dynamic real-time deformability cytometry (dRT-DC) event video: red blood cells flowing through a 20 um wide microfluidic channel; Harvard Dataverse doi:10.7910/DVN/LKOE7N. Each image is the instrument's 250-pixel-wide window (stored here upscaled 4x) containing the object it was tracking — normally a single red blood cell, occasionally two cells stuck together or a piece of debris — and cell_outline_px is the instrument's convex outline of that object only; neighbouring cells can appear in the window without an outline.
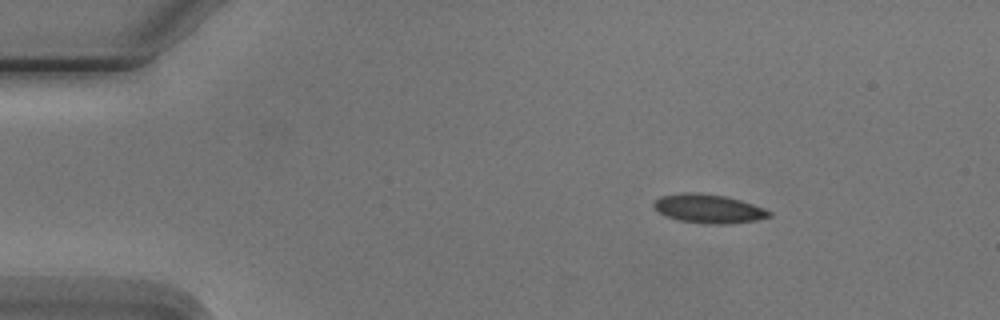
{"species": "Egyptian fruit bat (a non-hibernating species)", "species_latin": "Rousettus aegyptiacus", "temperature_condition": "cold", "stored_images_in_passage": 4, "camera_frame_rate_fps": 3000, "um_per_image_px": 0.085, "animal": {"sex": "male"}, "frame": {"image": 1, "passage_image": 2, "time_ms": 1.0, "image_size_px": [1000, 320], "cell_outline_px": [[772, 216], [756, 220], [724, 224], [712, 224], [680, 220], [668, 216], [652, 208], [652, 204], [660, 196], [684, 192], [696, 192], [724, 196], [740, 200], [764, 208], [772, 212]], "centroid_in_image_um": [60.22, 17.73], "position_along_channel_um": 24.8, "area_um2": 19.19}}